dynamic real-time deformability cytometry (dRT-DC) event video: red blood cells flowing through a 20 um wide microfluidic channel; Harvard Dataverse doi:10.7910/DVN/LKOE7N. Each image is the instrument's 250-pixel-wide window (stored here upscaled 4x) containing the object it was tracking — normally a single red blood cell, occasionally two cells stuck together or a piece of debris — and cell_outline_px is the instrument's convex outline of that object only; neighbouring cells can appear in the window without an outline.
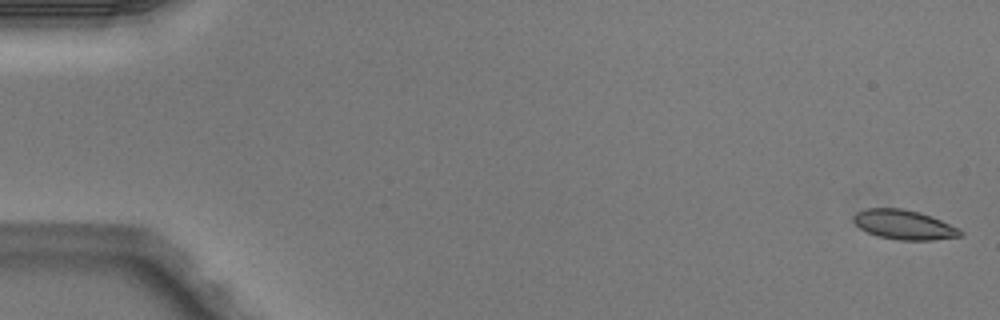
{"species": "Egyptian fruit bat (a non-hibernating species)", "species_latin": "Rousettus aegyptiacus", "temperature_condition": "warm", "stored_images_in_passage": 14, "camera_frame_rate_fps": 3000, "um_per_image_px": 0.085, "animal": {"sex": "male"}, "frame": {"image": 1, "passage_image": 1, "time_ms": 0.0, "image_size_px": [1000, 320], "cell_outline_px": [[964, 232], [960, 236], [932, 240], [896, 240], [880, 236], [868, 232], [860, 228], [852, 220], [852, 216], [856, 212], [864, 208], [904, 208], [920, 212], [932, 216], [960, 228]], "centroid_in_image_um": [76.84, 19.08], "position_along_channel_um": 8.2, "area_um2": 18.55}}
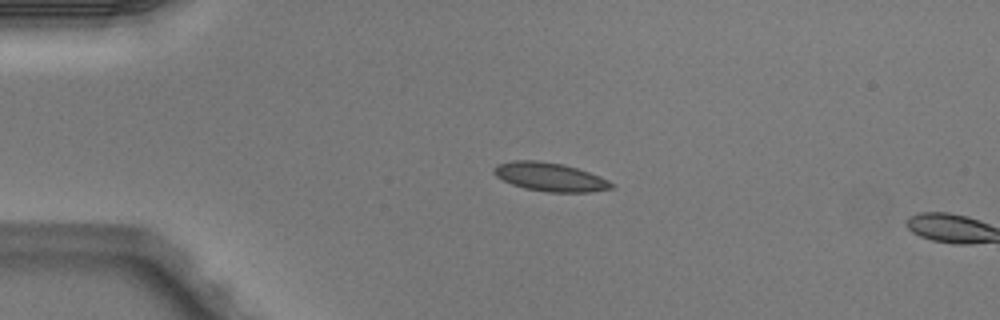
{"frame": {"image": 2, "passage_image": 12, "time_ms": 3.667, "image_size_px": [1000, 320], "cell_outline_px": [[616, 184], [612, 188], [588, 192], [548, 192], [524, 188], [512, 184], [496, 176], [492, 172], [492, 168], [496, 164], [516, 160], [536, 160], [560, 164], [576, 168], [600, 176]], "centroid_in_image_um": [46.73, 15.04], "position_along_channel_um": 38.3, "area_um2": 19.48}}